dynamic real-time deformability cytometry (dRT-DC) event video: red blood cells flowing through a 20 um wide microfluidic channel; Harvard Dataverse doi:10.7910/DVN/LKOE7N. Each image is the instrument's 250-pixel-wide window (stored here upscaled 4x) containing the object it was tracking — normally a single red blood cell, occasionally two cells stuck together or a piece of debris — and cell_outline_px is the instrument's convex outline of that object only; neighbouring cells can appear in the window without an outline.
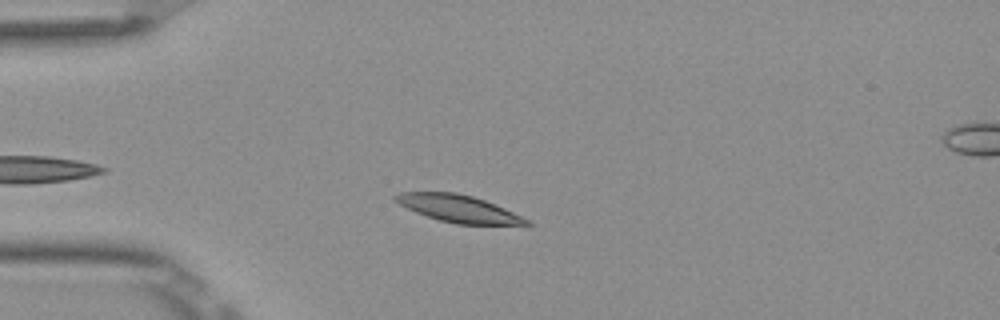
{"species": "Egyptian fruit bat (a non-hibernating species)", "species_latin": "Rousettus aegyptiacus", "temperature_condition": "room temperature", "stored_images_in_passage": 35, "camera_frame_rate_fps": 3000, "um_per_image_px": 0.085, "frame": {"image": 1, "passage_image": 7, "time_ms": 2.0, "image_size_px": [1000, 320], "cell_outline_px": [[532, 224], [456, 224], [440, 220], [416, 212], [392, 200], [392, 196], [400, 192], [456, 192], [472, 196], [484, 200], [504, 208], [528, 220]], "centroid_in_image_um": [38.9, 17.71], "position_along_channel_um": 46.1, "area_um2": 20.35}}
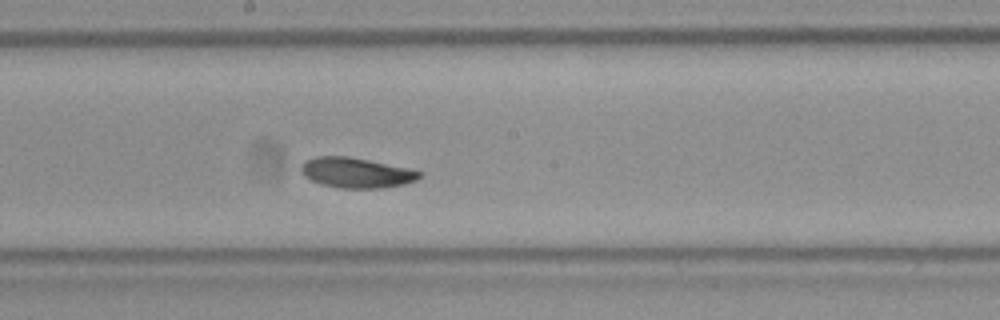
{"frame": {"image": 2, "passage_image": 22, "time_ms": 7.0, "image_size_px": [1000, 320], "cell_outline_px": [[424, 172], [416, 180], [404, 184], [380, 188], [340, 188], [320, 184], [304, 176], [300, 172], [300, 164], [304, 160], [316, 156], [348, 156], [408, 168]], "centroid_in_image_um": [30.24, 14.67], "position_along_channel_um": 218.0, "area_um2": 20.92}}
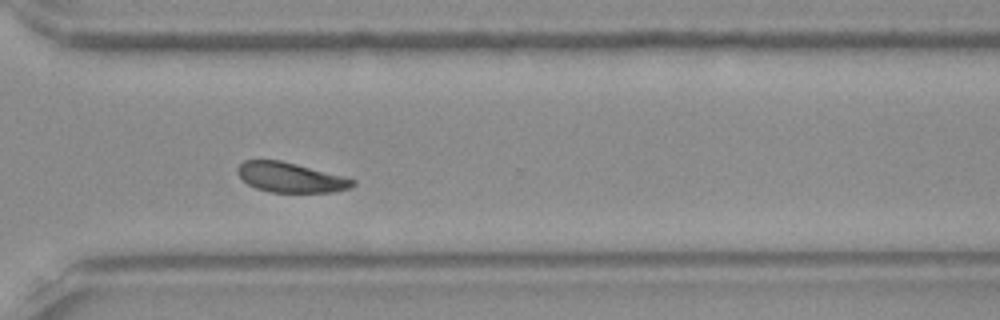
{"frame": {"image": 3, "passage_image": 32, "time_ms": 10.333, "image_size_px": [1000, 320], "cell_outline_px": [[356, 184], [352, 188], [332, 192], [268, 192], [256, 188], [248, 184], [236, 172], [236, 168], [244, 160], [280, 160], [348, 176], [356, 180]], "centroid_in_image_um": [24.76, 15.08], "position_along_channel_um": 345.8, "area_um2": 20.35}, "authors_computed_cell_mechanics": {"area_um2": 21.1548, "velocity_mm_per_s": 3.8389, "shape_relaxation_time_tau1_ms": 3.5512, "shape_relaxation_time_tau2_ms": 2.8243, "deformation_change_tau1": 0.1145, "deformation_change_tau2": 0.0774}}